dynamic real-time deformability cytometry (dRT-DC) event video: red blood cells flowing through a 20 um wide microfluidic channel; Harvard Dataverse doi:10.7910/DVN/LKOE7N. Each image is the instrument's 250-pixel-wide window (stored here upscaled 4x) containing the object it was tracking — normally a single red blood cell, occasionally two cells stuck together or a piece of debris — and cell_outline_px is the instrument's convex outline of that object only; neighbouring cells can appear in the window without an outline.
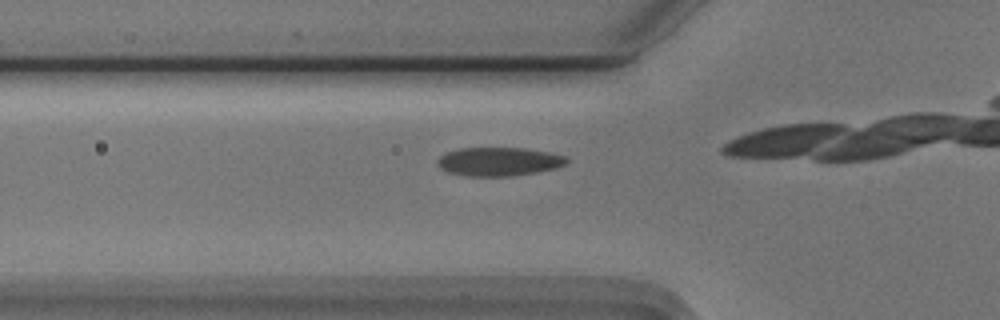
{"species": "Egyptian fruit bat (a non-hibernating species)", "species_latin": "Rousettus aegyptiacus", "temperature_condition": "cold", "stored_images_in_passage": 16, "camera_frame_rate_fps": 3000, "um_per_image_px": 0.085, "animal": {"sex": "male"}, "frame": {"image": 1, "passage_image": 12, "time_ms": 3.667, "image_size_px": [1000, 320], "cell_outline_px": [[568, 160], [564, 164], [556, 168], [536, 172], [512, 176], [464, 176], [448, 172], [440, 168], [436, 164], [436, 160], [440, 156], [456, 148], [524, 148], [548, 152], [564, 156]], "centroid_in_image_um": [42.34, 13.74], "position_along_channel_um": 83.5, "area_um2": 21.56}}